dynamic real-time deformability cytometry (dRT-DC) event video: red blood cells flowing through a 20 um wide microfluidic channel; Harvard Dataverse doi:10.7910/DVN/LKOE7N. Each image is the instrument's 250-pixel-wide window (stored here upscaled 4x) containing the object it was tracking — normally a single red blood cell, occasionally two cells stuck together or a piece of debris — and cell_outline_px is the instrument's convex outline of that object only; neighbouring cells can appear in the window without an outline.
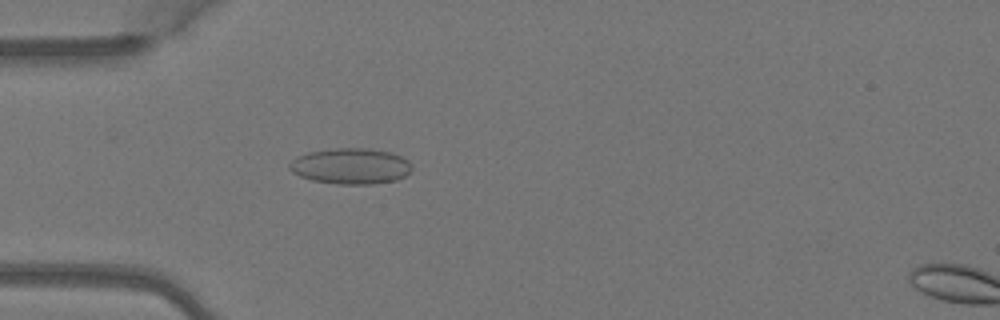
{"species": "Egyptian fruit bat (a non-hibernating species)", "species_latin": "Rousettus aegyptiacus", "temperature_condition": "warm", "stored_images_in_passage": 5, "camera_frame_rate_fps": 3000, "um_per_image_px": 0.085, "animal": {"sex": "female"}, "frame": {"image": 1, "passage_image": 4, "time_ms": 1.0, "image_size_px": [1000, 320], "cell_outline_px": [[412, 168], [404, 176], [396, 180], [372, 184], [336, 184], [312, 180], [300, 176], [292, 172], [288, 168], [288, 164], [296, 156], [308, 152], [336, 148], [368, 148], [392, 152], [408, 160], [412, 164]], "centroid_in_image_um": [29.79, 14.11], "position_along_channel_um": 55.2, "area_um2": 25.72}}